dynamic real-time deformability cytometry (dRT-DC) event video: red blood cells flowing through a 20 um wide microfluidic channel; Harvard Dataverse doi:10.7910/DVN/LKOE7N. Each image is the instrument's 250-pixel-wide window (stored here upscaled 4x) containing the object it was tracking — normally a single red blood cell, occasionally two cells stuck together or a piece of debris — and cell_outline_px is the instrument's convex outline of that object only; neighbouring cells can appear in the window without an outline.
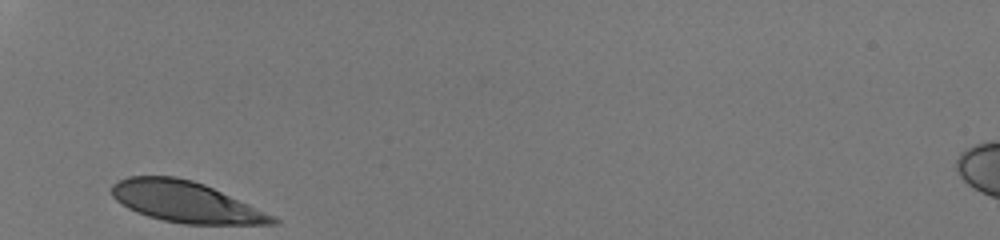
{"species": "human", "species_latin": "Homo sapiens", "temperature_condition": "room temperature", "stored_images_in_passage": 26, "camera_frame_rate_fps": 3000, "um_per_image_px": 0.085, "donor": {"sex": "male"}, "frame": {"image": 1, "passage_image": 1, "time_ms": 0.0, "image_size_px": [1000, 240], "cell_outline_px": [[280, 224], [184, 224], [164, 220], [148, 216], [136, 212], [128, 208], [116, 200], [112, 196], [112, 184], [128, 176], [176, 176], [192, 180], [204, 184], [276, 216], [280, 220]], "centroid_in_image_um": [15.8, 17.16], "position_along_channel_um": 69.2, "area_um2": 38.21}}
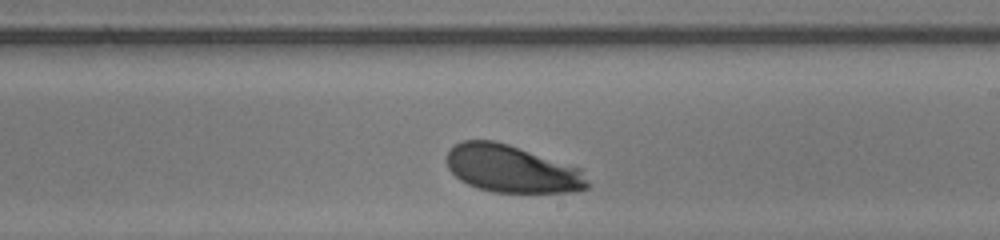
{"frame": {"image": 2, "passage_image": 15, "time_ms": 4.667, "image_size_px": [1000, 240], "cell_outline_px": [[588, 188], [572, 192], [492, 192], [468, 184], [460, 180], [448, 168], [444, 156], [448, 148], [460, 140], [492, 140], [508, 144], [580, 168], [588, 180]], "centroid_in_image_um": [43.44, 14.34], "position_along_channel_um": 245.6, "area_um2": 38.96}}
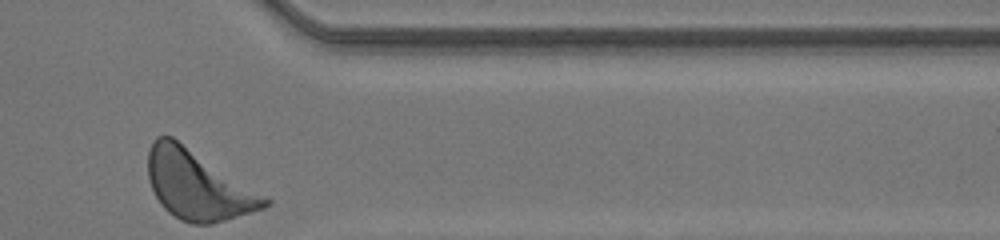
{"frame": {"image": 3, "passage_image": 26, "time_ms": 8.333, "image_size_px": [1000, 240], "cell_outline_px": [[272, 204], [264, 208], [252, 212], [224, 220], [208, 224], [192, 224], [180, 220], [168, 212], [160, 204], [148, 180], [148, 148], [152, 140], [156, 136], [172, 136], [272, 200]], "centroid_in_image_um": [16.79, 15.73], "position_along_channel_um": 394.6, "area_um2": 46.76}, "authors_computed_cell_mechanics": {"area_um2": 39.9976, "velocity_mm_per_s": 4.1438, "shape_relaxation_time_tau1_ms": 1.4884, "shape_relaxation_time_tau2_ms": null, "deformation_change_tau1": 0.1313, "deformation_change_tau2": null}}